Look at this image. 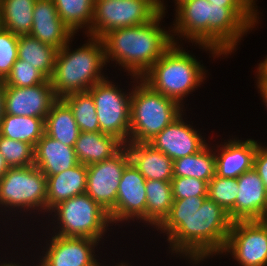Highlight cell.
Returning a JSON list of instances; mask_svg holds the SVG:
<instances>
[{
  "label": "cell",
  "mask_w": 267,
  "mask_h": 266,
  "mask_svg": "<svg viewBox=\"0 0 267 266\" xmlns=\"http://www.w3.org/2000/svg\"><path fill=\"white\" fill-rule=\"evenodd\" d=\"M163 14L160 12L145 24L106 33L101 38L106 62L116 60L137 79L141 78L176 43L174 37L159 26Z\"/></svg>",
  "instance_id": "cell-1"
},
{
  "label": "cell",
  "mask_w": 267,
  "mask_h": 266,
  "mask_svg": "<svg viewBox=\"0 0 267 266\" xmlns=\"http://www.w3.org/2000/svg\"><path fill=\"white\" fill-rule=\"evenodd\" d=\"M233 221L229 214L208 197L191 216H179V225L169 234L172 251L189 256L196 263L222 253Z\"/></svg>",
  "instance_id": "cell-2"
},
{
  "label": "cell",
  "mask_w": 267,
  "mask_h": 266,
  "mask_svg": "<svg viewBox=\"0 0 267 266\" xmlns=\"http://www.w3.org/2000/svg\"><path fill=\"white\" fill-rule=\"evenodd\" d=\"M89 43L70 51L69 43L58 50L50 82L58 99L72 93L87 92L105 80L101 69L106 64L104 43L90 36Z\"/></svg>",
  "instance_id": "cell-3"
},
{
  "label": "cell",
  "mask_w": 267,
  "mask_h": 266,
  "mask_svg": "<svg viewBox=\"0 0 267 266\" xmlns=\"http://www.w3.org/2000/svg\"><path fill=\"white\" fill-rule=\"evenodd\" d=\"M204 73L200 62L174 43L140 79L181 106L183 97L201 85Z\"/></svg>",
  "instance_id": "cell-4"
},
{
  "label": "cell",
  "mask_w": 267,
  "mask_h": 266,
  "mask_svg": "<svg viewBox=\"0 0 267 266\" xmlns=\"http://www.w3.org/2000/svg\"><path fill=\"white\" fill-rule=\"evenodd\" d=\"M140 82L131 91V143H148L183 111L176 101L156 92L142 79Z\"/></svg>",
  "instance_id": "cell-5"
},
{
  "label": "cell",
  "mask_w": 267,
  "mask_h": 266,
  "mask_svg": "<svg viewBox=\"0 0 267 266\" xmlns=\"http://www.w3.org/2000/svg\"><path fill=\"white\" fill-rule=\"evenodd\" d=\"M160 12L165 14L161 0H94L93 20L87 27L88 33L102 38L111 30L152 21Z\"/></svg>",
  "instance_id": "cell-6"
},
{
  "label": "cell",
  "mask_w": 267,
  "mask_h": 266,
  "mask_svg": "<svg viewBox=\"0 0 267 266\" xmlns=\"http://www.w3.org/2000/svg\"><path fill=\"white\" fill-rule=\"evenodd\" d=\"M52 211L57 213L61 225L56 235L63 237L90 238L99 242L108 224L112 223L109 213L86 193L59 203Z\"/></svg>",
  "instance_id": "cell-7"
},
{
  "label": "cell",
  "mask_w": 267,
  "mask_h": 266,
  "mask_svg": "<svg viewBox=\"0 0 267 266\" xmlns=\"http://www.w3.org/2000/svg\"><path fill=\"white\" fill-rule=\"evenodd\" d=\"M46 193L47 178L35 165L9 168L0 179L2 206L46 211Z\"/></svg>",
  "instance_id": "cell-8"
},
{
  "label": "cell",
  "mask_w": 267,
  "mask_h": 266,
  "mask_svg": "<svg viewBox=\"0 0 267 266\" xmlns=\"http://www.w3.org/2000/svg\"><path fill=\"white\" fill-rule=\"evenodd\" d=\"M117 88L105 79L88 92L95 102L100 132L112 135L126 145L130 135L131 93L128 97Z\"/></svg>",
  "instance_id": "cell-9"
},
{
  "label": "cell",
  "mask_w": 267,
  "mask_h": 266,
  "mask_svg": "<svg viewBox=\"0 0 267 266\" xmlns=\"http://www.w3.org/2000/svg\"><path fill=\"white\" fill-rule=\"evenodd\" d=\"M130 162L129 152L124 145L111 158L87 166L86 194L108 213L116 205L120 180Z\"/></svg>",
  "instance_id": "cell-10"
},
{
  "label": "cell",
  "mask_w": 267,
  "mask_h": 266,
  "mask_svg": "<svg viewBox=\"0 0 267 266\" xmlns=\"http://www.w3.org/2000/svg\"><path fill=\"white\" fill-rule=\"evenodd\" d=\"M253 8L211 4V47L220 55L232 52L241 36L254 26L257 12Z\"/></svg>",
  "instance_id": "cell-11"
},
{
  "label": "cell",
  "mask_w": 267,
  "mask_h": 266,
  "mask_svg": "<svg viewBox=\"0 0 267 266\" xmlns=\"http://www.w3.org/2000/svg\"><path fill=\"white\" fill-rule=\"evenodd\" d=\"M223 252L241 266H267V226L262 220L234 221Z\"/></svg>",
  "instance_id": "cell-12"
},
{
  "label": "cell",
  "mask_w": 267,
  "mask_h": 266,
  "mask_svg": "<svg viewBox=\"0 0 267 266\" xmlns=\"http://www.w3.org/2000/svg\"><path fill=\"white\" fill-rule=\"evenodd\" d=\"M57 100L50 79L29 87H5V114L45 120Z\"/></svg>",
  "instance_id": "cell-13"
},
{
  "label": "cell",
  "mask_w": 267,
  "mask_h": 266,
  "mask_svg": "<svg viewBox=\"0 0 267 266\" xmlns=\"http://www.w3.org/2000/svg\"><path fill=\"white\" fill-rule=\"evenodd\" d=\"M146 179L130 162L124 169L117 191L116 205L109 213L111 222L135 218L146 221Z\"/></svg>",
  "instance_id": "cell-14"
},
{
  "label": "cell",
  "mask_w": 267,
  "mask_h": 266,
  "mask_svg": "<svg viewBox=\"0 0 267 266\" xmlns=\"http://www.w3.org/2000/svg\"><path fill=\"white\" fill-rule=\"evenodd\" d=\"M176 24L173 30L186 36L212 54H220L211 47V4L207 0H186L177 6Z\"/></svg>",
  "instance_id": "cell-15"
},
{
  "label": "cell",
  "mask_w": 267,
  "mask_h": 266,
  "mask_svg": "<svg viewBox=\"0 0 267 266\" xmlns=\"http://www.w3.org/2000/svg\"><path fill=\"white\" fill-rule=\"evenodd\" d=\"M50 243L39 266H100L93 254L97 240L55 235Z\"/></svg>",
  "instance_id": "cell-16"
},
{
  "label": "cell",
  "mask_w": 267,
  "mask_h": 266,
  "mask_svg": "<svg viewBox=\"0 0 267 266\" xmlns=\"http://www.w3.org/2000/svg\"><path fill=\"white\" fill-rule=\"evenodd\" d=\"M181 115L148 142L173 161L197 153L207 145L196 129L184 123Z\"/></svg>",
  "instance_id": "cell-17"
},
{
  "label": "cell",
  "mask_w": 267,
  "mask_h": 266,
  "mask_svg": "<svg viewBox=\"0 0 267 266\" xmlns=\"http://www.w3.org/2000/svg\"><path fill=\"white\" fill-rule=\"evenodd\" d=\"M239 193L234 205V221L262 220L267 213V191L252 168L237 178Z\"/></svg>",
  "instance_id": "cell-18"
},
{
  "label": "cell",
  "mask_w": 267,
  "mask_h": 266,
  "mask_svg": "<svg viewBox=\"0 0 267 266\" xmlns=\"http://www.w3.org/2000/svg\"><path fill=\"white\" fill-rule=\"evenodd\" d=\"M30 36L59 50L74 35L59 17L52 0H36Z\"/></svg>",
  "instance_id": "cell-19"
},
{
  "label": "cell",
  "mask_w": 267,
  "mask_h": 266,
  "mask_svg": "<svg viewBox=\"0 0 267 266\" xmlns=\"http://www.w3.org/2000/svg\"><path fill=\"white\" fill-rule=\"evenodd\" d=\"M258 148L257 141L231 140L226 142L220 154H215V175L225 178H238L253 168L254 156Z\"/></svg>",
  "instance_id": "cell-20"
},
{
  "label": "cell",
  "mask_w": 267,
  "mask_h": 266,
  "mask_svg": "<svg viewBox=\"0 0 267 266\" xmlns=\"http://www.w3.org/2000/svg\"><path fill=\"white\" fill-rule=\"evenodd\" d=\"M130 161L146 180L171 182L173 160L149 143H131L126 145Z\"/></svg>",
  "instance_id": "cell-21"
},
{
  "label": "cell",
  "mask_w": 267,
  "mask_h": 266,
  "mask_svg": "<svg viewBox=\"0 0 267 266\" xmlns=\"http://www.w3.org/2000/svg\"><path fill=\"white\" fill-rule=\"evenodd\" d=\"M34 165L45 176H52L79 164L74 147H69L44 133L34 148Z\"/></svg>",
  "instance_id": "cell-22"
},
{
  "label": "cell",
  "mask_w": 267,
  "mask_h": 266,
  "mask_svg": "<svg viewBox=\"0 0 267 266\" xmlns=\"http://www.w3.org/2000/svg\"><path fill=\"white\" fill-rule=\"evenodd\" d=\"M46 178V210L49 212L59 203L86 193L87 166L85 164L79 163L66 171Z\"/></svg>",
  "instance_id": "cell-23"
},
{
  "label": "cell",
  "mask_w": 267,
  "mask_h": 266,
  "mask_svg": "<svg viewBox=\"0 0 267 266\" xmlns=\"http://www.w3.org/2000/svg\"><path fill=\"white\" fill-rule=\"evenodd\" d=\"M124 144L116 137L99 132H80L74 146L79 163L86 166L111 158Z\"/></svg>",
  "instance_id": "cell-24"
},
{
  "label": "cell",
  "mask_w": 267,
  "mask_h": 266,
  "mask_svg": "<svg viewBox=\"0 0 267 266\" xmlns=\"http://www.w3.org/2000/svg\"><path fill=\"white\" fill-rule=\"evenodd\" d=\"M45 134L66 146H75L80 129L72 110L62 99H58L52 105L45 119Z\"/></svg>",
  "instance_id": "cell-25"
},
{
  "label": "cell",
  "mask_w": 267,
  "mask_h": 266,
  "mask_svg": "<svg viewBox=\"0 0 267 266\" xmlns=\"http://www.w3.org/2000/svg\"><path fill=\"white\" fill-rule=\"evenodd\" d=\"M58 49L30 36H19L18 59L32 65L48 79L53 75Z\"/></svg>",
  "instance_id": "cell-26"
},
{
  "label": "cell",
  "mask_w": 267,
  "mask_h": 266,
  "mask_svg": "<svg viewBox=\"0 0 267 266\" xmlns=\"http://www.w3.org/2000/svg\"><path fill=\"white\" fill-rule=\"evenodd\" d=\"M36 0H1L0 21L2 28L16 36L30 35Z\"/></svg>",
  "instance_id": "cell-27"
},
{
  "label": "cell",
  "mask_w": 267,
  "mask_h": 266,
  "mask_svg": "<svg viewBox=\"0 0 267 266\" xmlns=\"http://www.w3.org/2000/svg\"><path fill=\"white\" fill-rule=\"evenodd\" d=\"M44 133L45 120L42 118L4 114L1 121V136L26 142L34 148Z\"/></svg>",
  "instance_id": "cell-28"
},
{
  "label": "cell",
  "mask_w": 267,
  "mask_h": 266,
  "mask_svg": "<svg viewBox=\"0 0 267 266\" xmlns=\"http://www.w3.org/2000/svg\"><path fill=\"white\" fill-rule=\"evenodd\" d=\"M146 223L158 227L173 204L171 182L146 180Z\"/></svg>",
  "instance_id": "cell-29"
},
{
  "label": "cell",
  "mask_w": 267,
  "mask_h": 266,
  "mask_svg": "<svg viewBox=\"0 0 267 266\" xmlns=\"http://www.w3.org/2000/svg\"><path fill=\"white\" fill-rule=\"evenodd\" d=\"M215 169V153H211L208 145L197 153L173 161L174 177L197 178L208 183L215 176Z\"/></svg>",
  "instance_id": "cell-30"
},
{
  "label": "cell",
  "mask_w": 267,
  "mask_h": 266,
  "mask_svg": "<svg viewBox=\"0 0 267 266\" xmlns=\"http://www.w3.org/2000/svg\"><path fill=\"white\" fill-rule=\"evenodd\" d=\"M62 100L72 110L80 132H99L98 116L92 95L87 92L72 93Z\"/></svg>",
  "instance_id": "cell-31"
},
{
  "label": "cell",
  "mask_w": 267,
  "mask_h": 266,
  "mask_svg": "<svg viewBox=\"0 0 267 266\" xmlns=\"http://www.w3.org/2000/svg\"><path fill=\"white\" fill-rule=\"evenodd\" d=\"M52 1L54 2L59 17L73 34H75L79 28H83L92 23L94 0Z\"/></svg>",
  "instance_id": "cell-32"
},
{
  "label": "cell",
  "mask_w": 267,
  "mask_h": 266,
  "mask_svg": "<svg viewBox=\"0 0 267 266\" xmlns=\"http://www.w3.org/2000/svg\"><path fill=\"white\" fill-rule=\"evenodd\" d=\"M239 193L237 178L214 176L208 182L207 197L220 205L234 222V205Z\"/></svg>",
  "instance_id": "cell-33"
},
{
  "label": "cell",
  "mask_w": 267,
  "mask_h": 266,
  "mask_svg": "<svg viewBox=\"0 0 267 266\" xmlns=\"http://www.w3.org/2000/svg\"><path fill=\"white\" fill-rule=\"evenodd\" d=\"M34 147L0 135V154L10 168L34 165Z\"/></svg>",
  "instance_id": "cell-34"
},
{
  "label": "cell",
  "mask_w": 267,
  "mask_h": 266,
  "mask_svg": "<svg viewBox=\"0 0 267 266\" xmlns=\"http://www.w3.org/2000/svg\"><path fill=\"white\" fill-rule=\"evenodd\" d=\"M47 79L38 69L17 59L3 83L5 87H29L44 83Z\"/></svg>",
  "instance_id": "cell-35"
},
{
  "label": "cell",
  "mask_w": 267,
  "mask_h": 266,
  "mask_svg": "<svg viewBox=\"0 0 267 266\" xmlns=\"http://www.w3.org/2000/svg\"><path fill=\"white\" fill-rule=\"evenodd\" d=\"M207 197H189L180 200H173L172 207L168 216L158 226V229L164 230L169 235L178 225L179 216H191L202 206Z\"/></svg>",
  "instance_id": "cell-36"
},
{
  "label": "cell",
  "mask_w": 267,
  "mask_h": 266,
  "mask_svg": "<svg viewBox=\"0 0 267 266\" xmlns=\"http://www.w3.org/2000/svg\"><path fill=\"white\" fill-rule=\"evenodd\" d=\"M18 39L9 30L0 28V79L4 81L18 59Z\"/></svg>",
  "instance_id": "cell-37"
},
{
  "label": "cell",
  "mask_w": 267,
  "mask_h": 266,
  "mask_svg": "<svg viewBox=\"0 0 267 266\" xmlns=\"http://www.w3.org/2000/svg\"><path fill=\"white\" fill-rule=\"evenodd\" d=\"M173 200L189 197H207L208 183L191 177H173L171 179Z\"/></svg>",
  "instance_id": "cell-38"
},
{
  "label": "cell",
  "mask_w": 267,
  "mask_h": 266,
  "mask_svg": "<svg viewBox=\"0 0 267 266\" xmlns=\"http://www.w3.org/2000/svg\"><path fill=\"white\" fill-rule=\"evenodd\" d=\"M253 168L259 174L267 191V148L258 145L254 156Z\"/></svg>",
  "instance_id": "cell-39"
},
{
  "label": "cell",
  "mask_w": 267,
  "mask_h": 266,
  "mask_svg": "<svg viewBox=\"0 0 267 266\" xmlns=\"http://www.w3.org/2000/svg\"><path fill=\"white\" fill-rule=\"evenodd\" d=\"M210 4L224 7H255L253 0H207Z\"/></svg>",
  "instance_id": "cell-40"
},
{
  "label": "cell",
  "mask_w": 267,
  "mask_h": 266,
  "mask_svg": "<svg viewBox=\"0 0 267 266\" xmlns=\"http://www.w3.org/2000/svg\"><path fill=\"white\" fill-rule=\"evenodd\" d=\"M5 114V84L0 85V126Z\"/></svg>",
  "instance_id": "cell-41"
},
{
  "label": "cell",
  "mask_w": 267,
  "mask_h": 266,
  "mask_svg": "<svg viewBox=\"0 0 267 266\" xmlns=\"http://www.w3.org/2000/svg\"><path fill=\"white\" fill-rule=\"evenodd\" d=\"M258 81H266L267 82V57L264 62H261L258 66Z\"/></svg>",
  "instance_id": "cell-42"
},
{
  "label": "cell",
  "mask_w": 267,
  "mask_h": 266,
  "mask_svg": "<svg viewBox=\"0 0 267 266\" xmlns=\"http://www.w3.org/2000/svg\"><path fill=\"white\" fill-rule=\"evenodd\" d=\"M258 88L260 89L261 95L264 99V102L267 106V82L266 81H258Z\"/></svg>",
  "instance_id": "cell-43"
},
{
  "label": "cell",
  "mask_w": 267,
  "mask_h": 266,
  "mask_svg": "<svg viewBox=\"0 0 267 266\" xmlns=\"http://www.w3.org/2000/svg\"><path fill=\"white\" fill-rule=\"evenodd\" d=\"M9 168L4 157L0 154V179L7 173Z\"/></svg>",
  "instance_id": "cell-44"
},
{
  "label": "cell",
  "mask_w": 267,
  "mask_h": 266,
  "mask_svg": "<svg viewBox=\"0 0 267 266\" xmlns=\"http://www.w3.org/2000/svg\"><path fill=\"white\" fill-rule=\"evenodd\" d=\"M0 266H20L19 264L16 265L15 263L13 264L12 262L11 263H2Z\"/></svg>",
  "instance_id": "cell-45"
},
{
  "label": "cell",
  "mask_w": 267,
  "mask_h": 266,
  "mask_svg": "<svg viewBox=\"0 0 267 266\" xmlns=\"http://www.w3.org/2000/svg\"><path fill=\"white\" fill-rule=\"evenodd\" d=\"M262 221L267 226V213L264 215Z\"/></svg>",
  "instance_id": "cell-46"
},
{
  "label": "cell",
  "mask_w": 267,
  "mask_h": 266,
  "mask_svg": "<svg viewBox=\"0 0 267 266\" xmlns=\"http://www.w3.org/2000/svg\"><path fill=\"white\" fill-rule=\"evenodd\" d=\"M175 1H176L177 6H178L179 4L183 3L186 0H175Z\"/></svg>",
  "instance_id": "cell-47"
},
{
  "label": "cell",
  "mask_w": 267,
  "mask_h": 266,
  "mask_svg": "<svg viewBox=\"0 0 267 266\" xmlns=\"http://www.w3.org/2000/svg\"><path fill=\"white\" fill-rule=\"evenodd\" d=\"M118 266H128V265H126V264L124 265V264H122V263H121V264H120V265H118Z\"/></svg>",
  "instance_id": "cell-48"
}]
</instances>
